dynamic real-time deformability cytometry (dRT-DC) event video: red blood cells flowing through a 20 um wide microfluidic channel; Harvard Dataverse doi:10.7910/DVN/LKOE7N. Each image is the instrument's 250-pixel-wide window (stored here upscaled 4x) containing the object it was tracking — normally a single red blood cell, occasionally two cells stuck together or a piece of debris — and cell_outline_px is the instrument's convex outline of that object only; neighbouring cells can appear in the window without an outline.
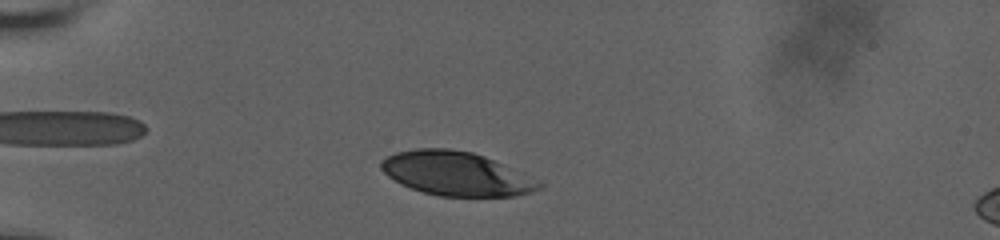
{"species": "human", "species_latin": "Homo sapiens", "temperature_condition": "room temperature", "stored_images_in_passage": 42, "camera_frame_rate_fps": 3000, "um_per_image_px": 0.085, "donor": {"sex": "male"}, "frame": {"image": 1, "passage_image": 7, "time_ms": 2.0, "image_size_px": [1000, 240], "cell_outline_px": [[544, 184], [540, 188], [532, 192], [516, 196], [440, 196], [424, 192], [400, 184], [388, 176], [380, 168], [380, 164], [388, 156], [396, 152], [416, 148], [448, 148], [472, 152], [484, 156]], "centroid_in_image_um": [38.74, 14.76], "position_along_channel_um": 46.3, "area_um2": 39.88}}
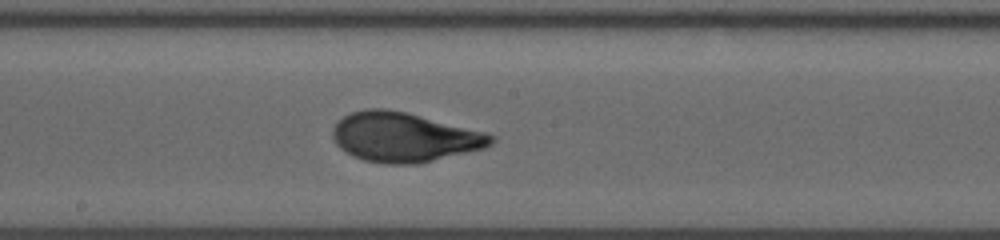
{"frame": {"image": 2, "passage_image": 24, "time_ms": 7.667, "image_size_px": [1000, 240], "cell_outline_px": [[496, 140], [492, 144], [484, 148], [416, 164], [384, 164], [364, 160], [352, 156], [340, 148], [336, 144], [332, 136], [332, 128], [344, 116], [352, 112], [364, 108], [388, 108], [408, 112], [484, 132], [496, 136]], "centroid_in_image_um": [34.33, 11.65], "position_along_channel_um": 213.9, "area_um2": 45.72}}
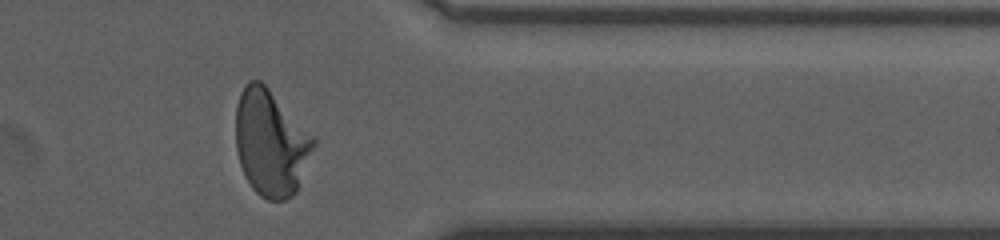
{"frame": {"image": 3, "passage_image": 39, "time_ms": 12.667, "image_size_px": [1000, 240], "cell_outline_px": [[316, 144], [296, 192], [292, 196], [284, 200], [268, 200], [260, 196], [252, 188], [244, 176], [236, 152], [236, 104], [240, 92], [244, 84], [248, 80], [260, 80], [316, 136]], "centroid_in_image_um": [23.02, 12.13], "position_along_channel_um": 388.4, "area_um2": 48.61}, "authors_computed_cell_mechanics": {"area_um2": 44.4771, "velocity_mm_per_s": 3.6525, "shape_relaxation_time_tau1_ms": 5.1601, "shape_relaxation_time_tau2_ms": null, "deformation_change_tau1": 0.2017, "deformation_change_tau2": null}}